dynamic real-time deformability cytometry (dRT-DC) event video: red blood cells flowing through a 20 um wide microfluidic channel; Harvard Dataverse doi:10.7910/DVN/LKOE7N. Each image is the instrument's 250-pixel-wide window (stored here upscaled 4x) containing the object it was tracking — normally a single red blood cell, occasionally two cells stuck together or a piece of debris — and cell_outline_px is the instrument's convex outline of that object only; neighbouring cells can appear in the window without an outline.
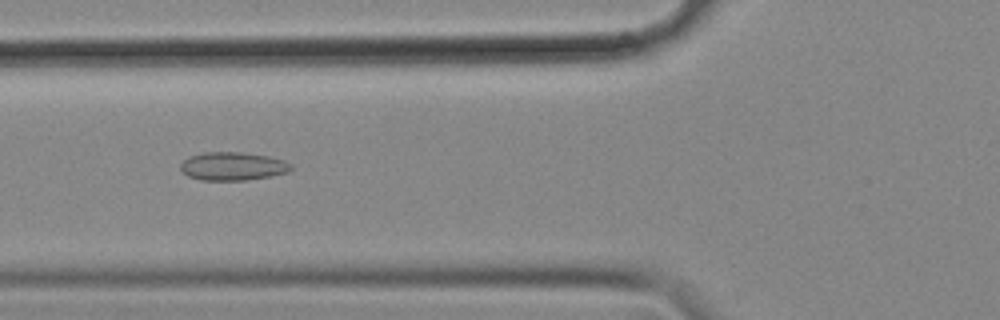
{"species": "common noctule bat (a hibernating species)", "species_latin": "Nyctalus noctula", "temperature_condition": "cold", "stored_images_in_passage": 56, "camera_frame_rate_fps": 3000, "um_per_image_px": 0.085, "animal": {"sex": "female", "body_mass_g": 18.4}, "frame": {"image": 1, "passage_image": 21, "time_ms": 6.667, "image_size_px": [1000, 320], "cell_outline_px": [[292, 168], [288, 172], [272, 176], [248, 180], [200, 180], [188, 176], [180, 168], [180, 164], [188, 156], [204, 152], [244, 152], [268, 156], [284, 160], [292, 164]], "centroid_in_image_um": [19.8, 14.13], "position_along_channel_um": 106.0, "area_um2": 18.38}}
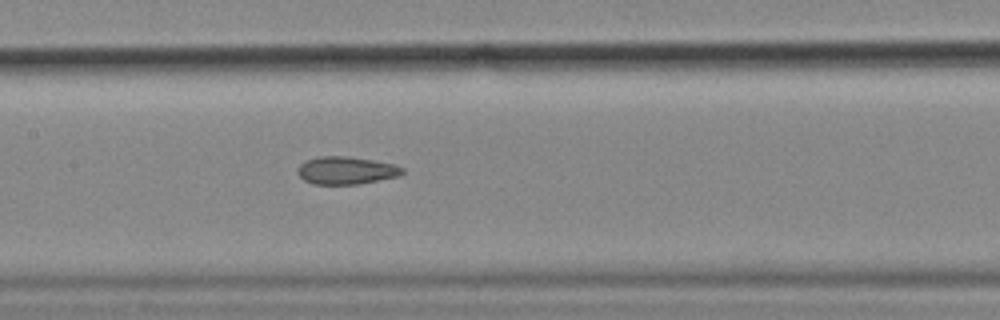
{"frame": {"image": 2, "passage_image": 27, "time_ms": 8.667, "image_size_px": [1000, 320], "cell_outline_px": [[404, 172], [400, 176], [360, 184], [312, 184], [304, 180], [296, 172], [296, 168], [300, 164], [308, 160], [320, 156], [348, 156], [372, 160], [392, 164], [404, 168]], "centroid_in_image_um": [29.41, 14.49], "position_along_channel_um": 178.0, "area_um2": 16.94}}
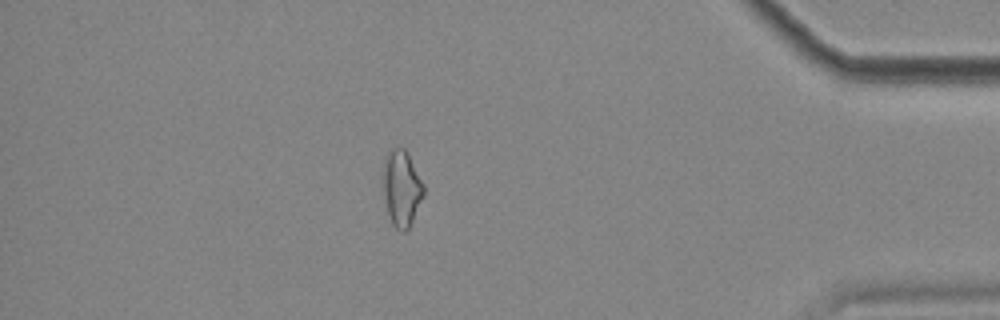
{"frame": {"image": 3, "passage_image": 49, "time_ms": 16.0, "image_size_px": [1000, 320], "cell_outline_px": [[424, 196], [408, 228], [404, 232], [400, 232], [392, 224], [388, 212], [380, 184], [380, 176], [384, 156], [392, 148], [404, 148], [424, 184]], "centroid_in_image_um": [34.08, 15.97], "position_along_channel_um": 401.1, "area_um2": 18.38}, "authors_computed_cell_mechanics": {"area_um2": 18.3804, "velocity_mm_per_s": 3.5955, "shape_relaxation_time_tau1_ms": null, "shape_relaxation_time_tau2_ms": 3.6782, "deformation_change_tau1": null, "deformation_change_tau2": 0.108}}